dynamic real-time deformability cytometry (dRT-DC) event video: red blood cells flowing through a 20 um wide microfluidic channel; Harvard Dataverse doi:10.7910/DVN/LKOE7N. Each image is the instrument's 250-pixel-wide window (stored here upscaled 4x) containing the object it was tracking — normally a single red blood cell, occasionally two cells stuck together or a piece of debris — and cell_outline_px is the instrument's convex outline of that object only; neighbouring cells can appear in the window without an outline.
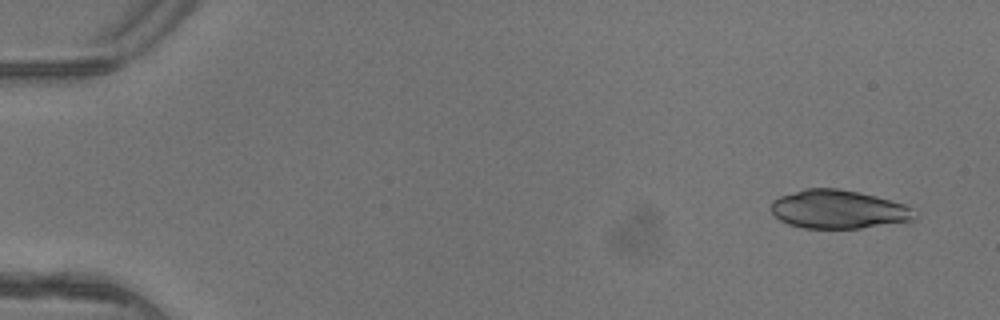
{"species": "common noctule bat (a hibernating species)", "species_latin": "Nyctalus noctula", "temperature_condition": "warm", "stored_images_in_passage": 4, "camera_frame_rate_fps": 3000, "um_per_image_px": 0.085, "animal": {"sex": "female"}, "frame": {"image": 1, "passage_image": 1, "time_ms": 0.0, "image_size_px": [1000, 320], "cell_outline_px": [[916, 220], [908, 224], [860, 228], [804, 228], [788, 224], [780, 220], [772, 212], [772, 200], [780, 196], [804, 188], [836, 188], [860, 192], [876, 196], [904, 204], [908, 208]], "centroid_in_image_um": [71.3, 17.81], "position_along_channel_um": 13.7, "area_um2": 32.54}}
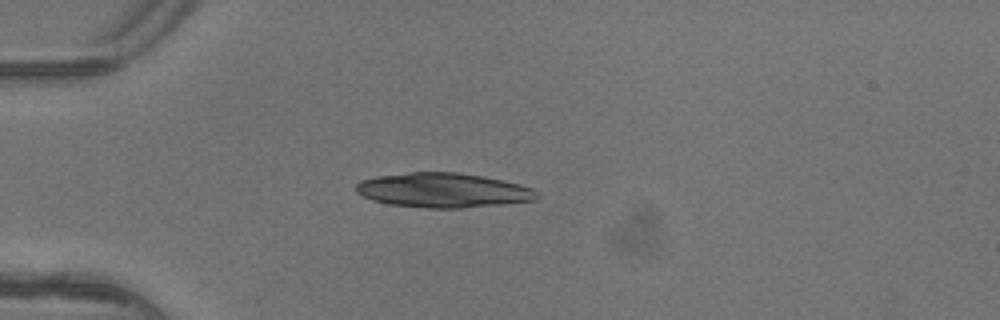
{"frame": {"image": 2, "passage_image": 4, "time_ms": 1.0, "image_size_px": [1000, 320], "cell_outline_px": [[540, 192], [536, 200], [504, 204], [460, 208], [428, 208], [388, 204], [372, 200], [356, 192], [356, 184], [360, 180], [376, 176], [408, 172], [456, 172], [480, 176], [520, 184], [532, 188]], "centroid_in_image_um": [37.66, 16.17], "position_along_channel_um": 47.3, "area_um2": 36.47}}